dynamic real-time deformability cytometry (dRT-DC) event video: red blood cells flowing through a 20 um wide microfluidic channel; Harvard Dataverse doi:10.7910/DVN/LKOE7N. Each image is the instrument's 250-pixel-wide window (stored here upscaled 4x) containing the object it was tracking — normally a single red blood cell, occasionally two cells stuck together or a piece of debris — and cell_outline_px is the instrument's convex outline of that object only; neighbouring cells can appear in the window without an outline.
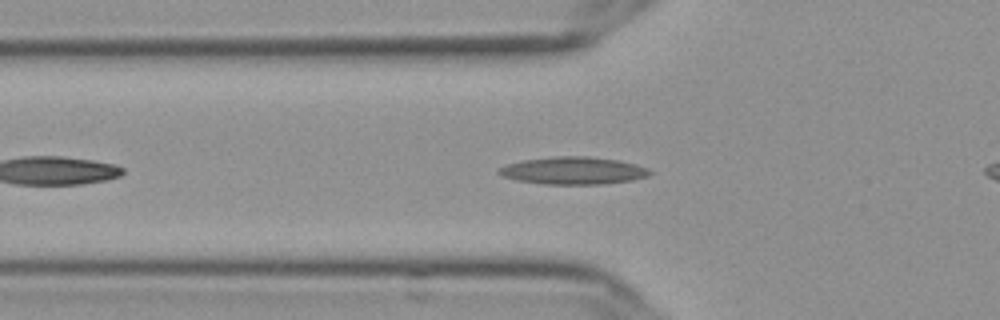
{"species": "Egyptian fruit bat (a non-hibernating species)", "species_latin": "Rousettus aegyptiacus", "temperature_condition": "cold", "stored_images_in_passage": 30, "camera_frame_rate_fps": 3000, "um_per_image_px": 0.085, "frame": {"image": 1, "passage_image": 8, "time_ms": 2.333, "image_size_px": [1000, 320], "cell_outline_px": [[652, 172], [648, 176], [632, 180], [600, 184], [544, 184], [516, 180], [504, 176], [496, 172], [500, 168], [508, 164], [524, 160], [556, 156], [588, 156], [620, 160], [636, 164], [648, 168]], "centroid_in_image_um": [48.76, 14.5], "position_along_channel_um": 77.0, "area_um2": 24.04}}
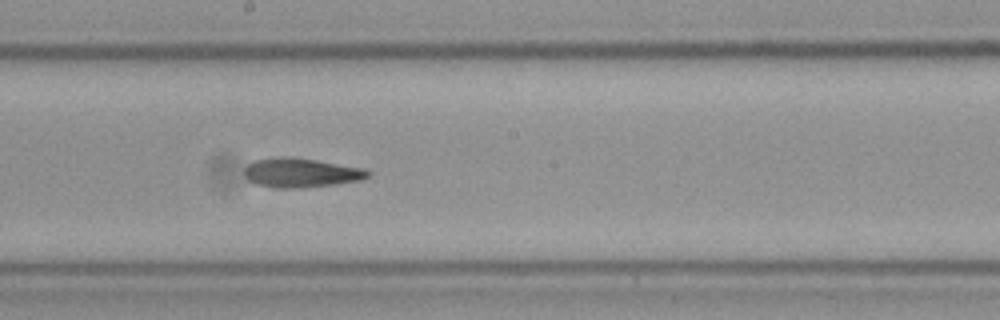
{"frame": {"image": 2, "passage_image": 20, "time_ms": 6.333, "image_size_px": [1000, 320], "cell_outline_px": [[372, 172], [368, 176], [356, 180], [328, 184], [296, 188], [272, 188], [256, 184], [248, 180], [244, 176], [244, 168], [248, 164], [256, 160], [280, 156], [292, 156], [364, 168]], "centroid_in_image_um": [25.5, 14.66], "position_along_channel_um": 222.7, "area_um2": 20.87}}
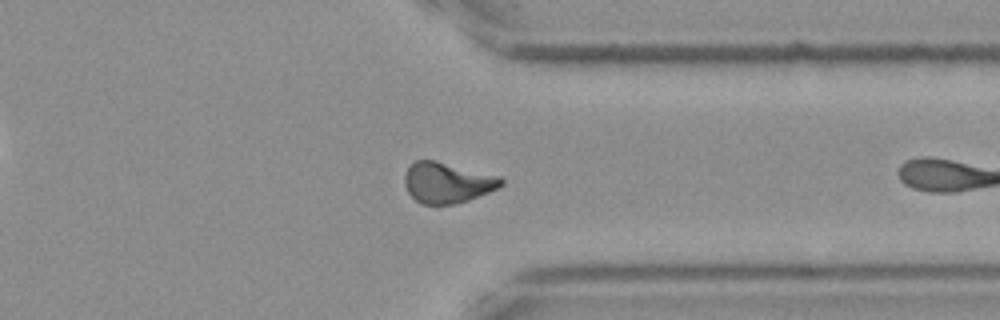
{"frame": {"image": 3, "passage_image": 29, "time_ms": 9.333, "image_size_px": [1000, 320], "cell_outline_px": [[504, 184], [488, 192], [468, 200], [452, 204], [420, 204], [408, 192], [404, 184], [404, 176], [408, 168], [416, 160], [436, 160], [500, 176], [504, 180]], "centroid_in_image_um": [38.01, 15.51], "position_along_channel_um": 373.4, "area_um2": 22.77}}